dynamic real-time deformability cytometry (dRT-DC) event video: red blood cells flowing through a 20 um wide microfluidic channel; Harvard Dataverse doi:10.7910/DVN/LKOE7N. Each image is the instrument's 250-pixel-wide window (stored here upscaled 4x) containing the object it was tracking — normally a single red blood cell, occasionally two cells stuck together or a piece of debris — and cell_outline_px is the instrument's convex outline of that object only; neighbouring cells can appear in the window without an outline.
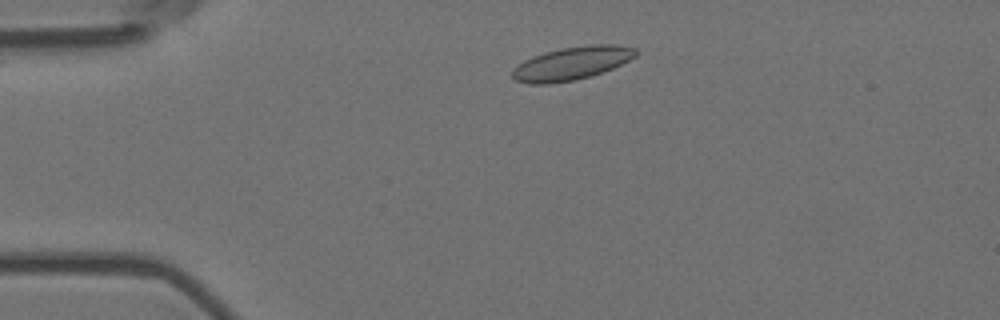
{"species": "Egyptian fruit bat (a non-hibernating species)", "species_latin": "Rousettus aegyptiacus", "temperature_condition": "room temperature", "stored_images_in_passage": 25, "camera_frame_rate_fps": 3000, "um_per_image_px": 0.085, "animal": {"sex": "female"}, "frame": {"image": 1, "passage_image": 6, "time_ms": 1.667, "image_size_px": [1000, 320], "cell_outline_px": [[636, 56], [612, 68], [592, 76], [576, 80], [552, 84], [528, 84], [512, 80], [512, 68], [524, 60], [532, 56], [544, 52], [560, 48], [588, 44], [616, 44], [636, 48]], "centroid_in_image_um": [48.55, 5.39], "position_along_channel_um": 36.5, "area_um2": 24.22}}
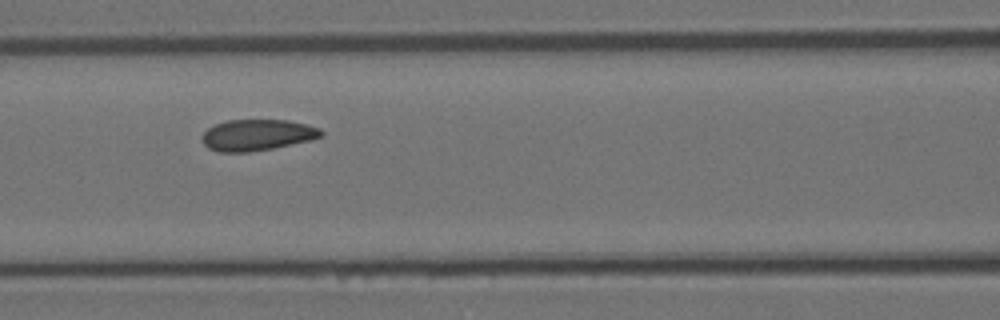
{"frame": {"image": 2, "passage_image": 18, "time_ms": 5.667, "image_size_px": [1000, 320], "cell_outline_px": [[324, 136], [308, 140], [272, 148], [248, 152], [220, 152], [208, 148], [204, 144], [200, 136], [208, 128], [216, 124], [228, 120], [288, 120], [320, 128], [324, 132]], "centroid_in_image_um": [21.84, 11.47], "position_along_channel_um": 144.8, "area_um2": 21.5}}
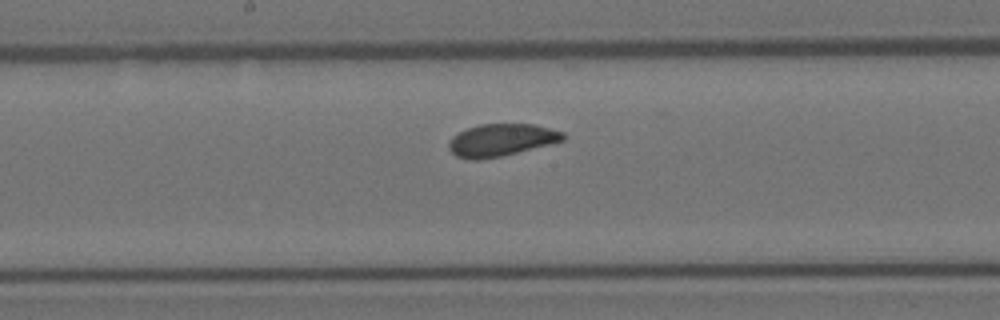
{"frame": {"image": 3, "passage_image": 23, "time_ms": 7.333, "image_size_px": [1000, 320], "cell_outline_px": [[564, 140], [500, 156], [480, 160], [472, 160], [456, 156], [448, 148], [448, 144], [452, 136], [468, 128], [480, 124], [532, 124], [564, 132]], "centroid_in_image_um": [42.56, 11.9], "position_along_channel_um": 205.6, "area_um2": 21.15}}